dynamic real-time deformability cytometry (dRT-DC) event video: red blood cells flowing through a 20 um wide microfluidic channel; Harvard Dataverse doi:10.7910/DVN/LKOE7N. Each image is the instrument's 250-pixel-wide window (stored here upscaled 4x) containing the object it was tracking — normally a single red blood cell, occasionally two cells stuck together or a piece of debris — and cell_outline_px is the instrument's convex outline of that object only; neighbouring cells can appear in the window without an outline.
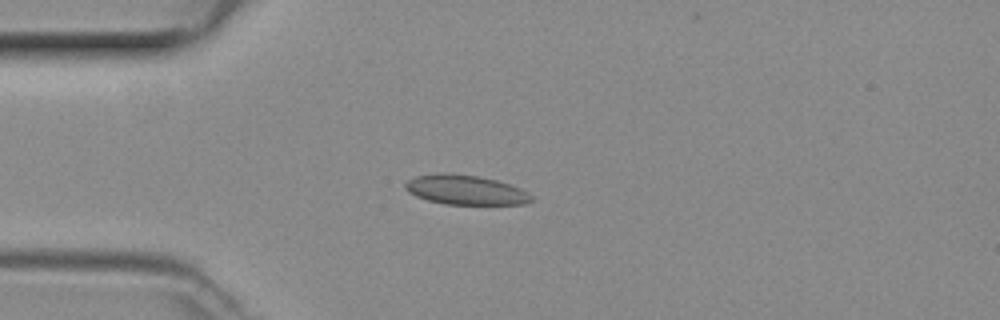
{"species": "common noctule bat (a hibernating species)", "species_latin": "Nyctalus noctula", "temperature_condition": "room temperature", "stored_images_in_passage": 48, "camera_frame_rate_fps": 3000, "um_per_image_px": 0.085, "animal": {"sex": "female", "body_mass_g": 29.2, "forearm_length_mm": 56.3}, "frame": {"image": 1, "passage_image": 12, "time_ms": 3.667, "image_size_px": [1000, 320], "cell_outline_px": [[532, 200], [524, 204], [444, 204], [428, 200], [416, 196], [408, 192], [404, 188], [404, 184], [408, 180], [416, 176], [440, 172], [444, 172], [476, 176], [496, 180], [520, 188], [528, 192], [532, 196]], "centroid_in_image_um": [39.53, 16.14], "position_along_channel_um": 45.5, "area_um2": 21.68}}
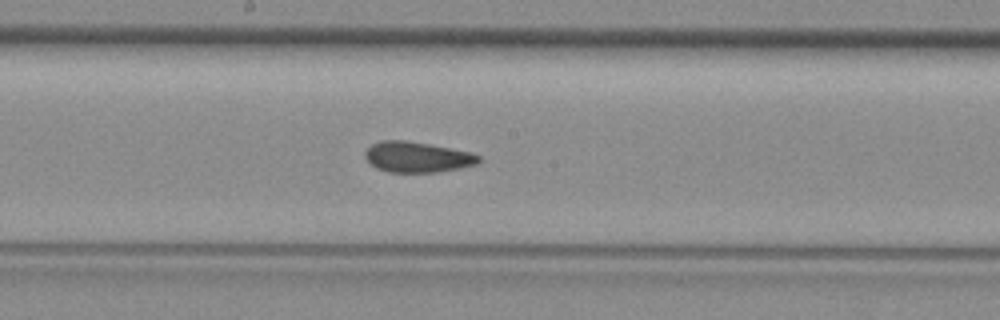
{"frame": {"image": 2, "passage_image": 25, "time_ms": 8.0, "image_size_px": [1000, 320], "cell_outline_px": [[480, 160], [476, 164], [460, 168], [440, 172], [388, 172], [376, 168], [368, 164], [364, 156], [364, 152], [372, 144], [380, 140], [404, 140], [428, 144], [468, 152], [480, 156]], "centroid_in_image_um": [35.39, 13.36], "position_along_channel_um": 212.8, "area_um2": 20.23}}
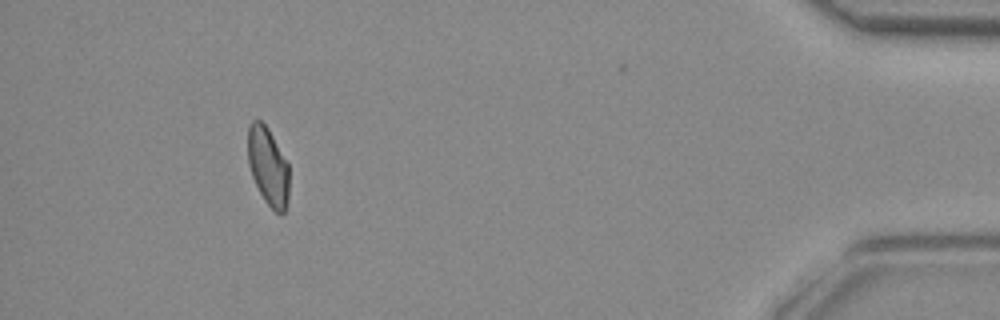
{"frame": {"image": 3, "passage_image": 44, "time_ms": 14.333, "image_size_px": [1000, 320], "cell_outline_px": [[288, 200], [284, 212], [280, 216], [264, 200], [252, 176], [248, 164], [248, 124], [252, 120], [260, 120], [268, 128], [288, 164]], "centroid_in_image_um": [22.77, 14.14], "position_along_channel_um": 412.4, "area_um2": 18.67}}